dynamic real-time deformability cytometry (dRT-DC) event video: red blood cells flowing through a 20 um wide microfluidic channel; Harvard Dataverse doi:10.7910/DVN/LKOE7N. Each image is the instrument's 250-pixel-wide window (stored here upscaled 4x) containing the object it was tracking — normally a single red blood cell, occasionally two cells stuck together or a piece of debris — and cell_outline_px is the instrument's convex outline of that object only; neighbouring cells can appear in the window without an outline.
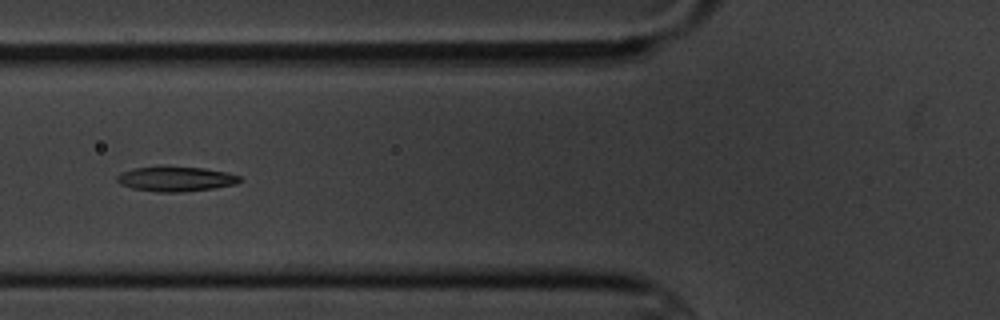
{"species": "common noctule bat (a hibernating species)", "species_latin": "Nyctalus noctula", "temperature_condition": "cold", "stored_images_in_passage": 10, "camera_frame_rate_fps": 3000, "um_per_image_px": 0.085, "animal": {"sex": "male", "body_mass_g": 20.1, "forearm_length_mm": 53.5}, "frame": {"image": 1, "passage_image": 6, "time_ms": 5.667, "image_size_px": [1000, 320], "cell_outline_px": [[240, 180], [236, 184], [212, 188], [184, 192], [156, 192], [132, 188], [120, 184], [116, 180], [116, 176], [120, 172], [132, 168], [160, 164], [164, 164], [204, 168], [228, 172], [240, 176]], "centroid_in_image_um": [14.87, 15.17], "position_along_channel_um": 110.9, "area_um2": 18.5}}
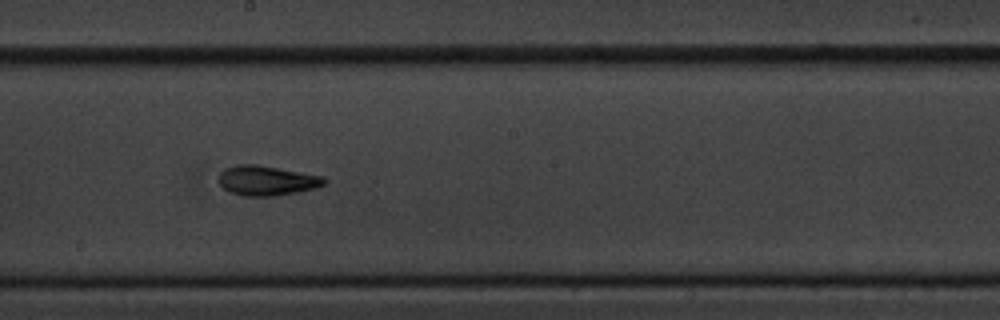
{"frame": {"image": 2, "passage_image": 9, "time_ms": 9.0, "image_size_px": [1000, 320], "cell_outline_px": [[328, 180], [324, 184], [316, 188], [276, 196], [244, 196], [228, 192], [216, 180], [220, 172], [224, 168], [236, 164], [256, 164], [324, 176]], "centroid_in_image_um": [22.64, 15.34], "position_along_channel_um": 225.6, "area_um2": 18.61}}
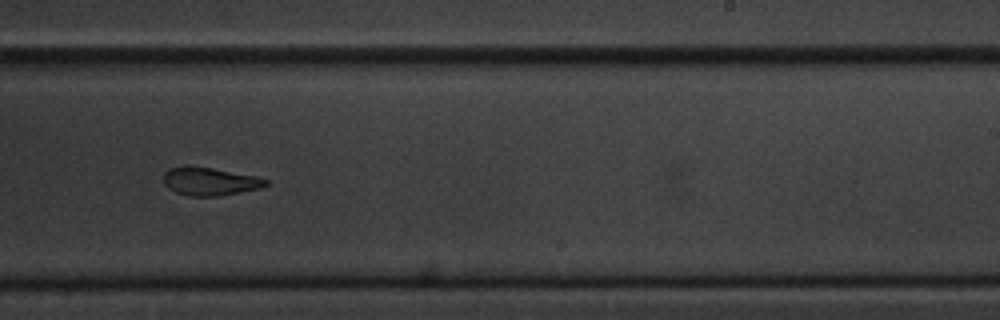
{"frame": {"image": 3, "passage_image": 10, "time_ms": 10.333, "image_size_px": [1000, 320], "cell_outline_px": [[268, 184], [256, 188], [216, 196], [188, 196], [176, 192], [168, 188], [164, 184], [164, 172], [168, 168], [184, 164], [188, 164], [212, 168], [256, 176], [268, 180]], "centroid_in_image_um": [17.73, 15.38], "position_along_channel_um": 271.3, "area_um2": 16.7}}